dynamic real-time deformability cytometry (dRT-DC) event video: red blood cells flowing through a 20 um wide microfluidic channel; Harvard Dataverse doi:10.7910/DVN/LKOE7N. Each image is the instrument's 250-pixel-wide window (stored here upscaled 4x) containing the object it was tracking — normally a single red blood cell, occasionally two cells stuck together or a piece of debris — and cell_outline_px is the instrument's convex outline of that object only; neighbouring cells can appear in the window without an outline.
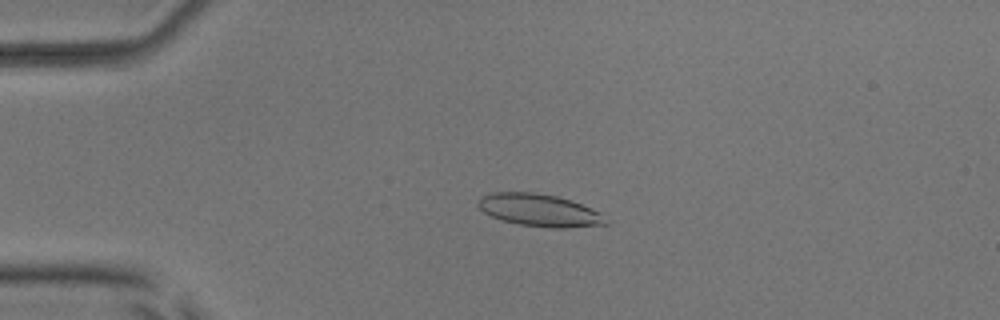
{"species": "common noctule bat (a hibernating species)", "species_latin": "Nyctalus noctula", "temperature_condition": "room temperature", "stored_images_in_passage": 50, "camera_frame_rate_fps": 3000, "um_per_image_px": 0.085, "animal": {"sex": "male", "body_mass_g": 17.9, "forearm_length_mm": 54.2}, "frame": {"image": 1, "passage_image": 9, "time_ms": 2.667, "image_size_px": [1000, 320], "cell_outline_px": [[608, 224], [564, 228], [548, 228], [520, 224], [500, 220], [484, 212], [476, 204], [476, 200], [480, 196], [492, 192], [536, 192], [556, 196], [572, 200], [592, 208], [600, 212]], "centroid_in_image_um": [45.81, 17.86], "position_along_channel_um": 39.2, "area_um2": 24.28}}
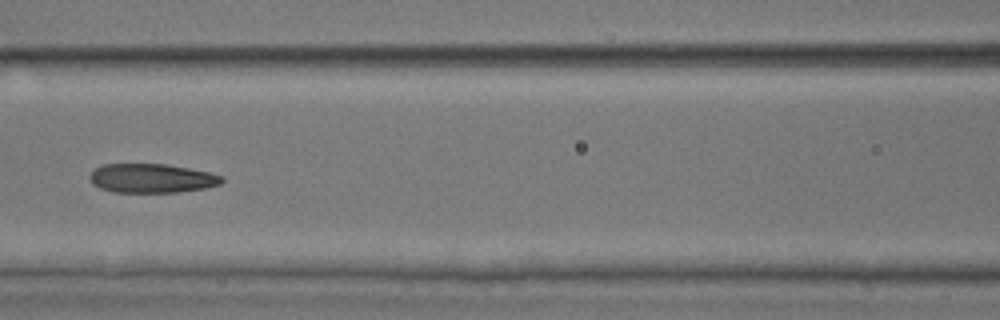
{"frame": {"image": 2, "passage_image": 21, "time_ms": 6.667, "image_size_px": [1000, 320], "cell_outline_px": [[224, 180], [220, 184], [204, 188], [176, 192], [112, 192], [100, 188], [92, 184], [88, 176], [96, 168], [104, 164], [168, 164], [208, 172], [224, 176]], "centroid_in_image_um": [12.88, 15.15], "position_along_channel_um": 153.7, "area_um2": 22.37}}
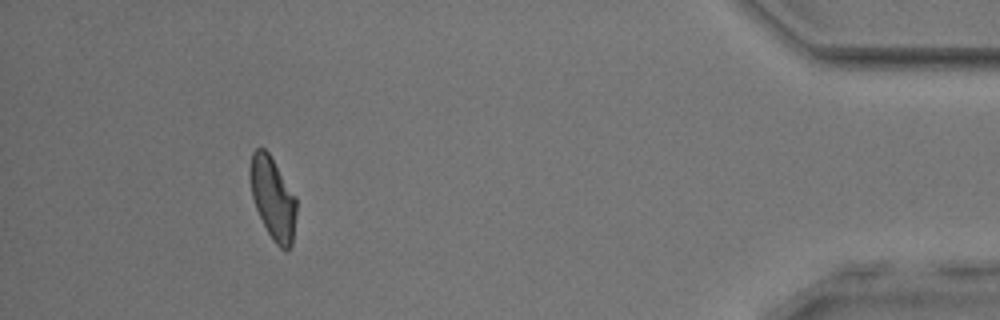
{"frame": {"image": 3, "passage_image": 46, "time_ms": 15.0, "image_size_px": [1000, 320], "cell_outline_px": [[296, 216], [292, 244], [288, 252], [280, 248], [272, 240], [256, 208], [252, 196], [248, 176], [248, 172], [252, 152], [256, 148], [264, 148], [268, 152], [296, 196]], "centroid_in_image_um": [23.18, 16.85], "position_along_channel_um": 412.0, "area_um2": 22.37}, "authors_computed_cell_mechanics": {"area_um2": 23.4957, "velocity_mm_per_s": 3.7922, "shape_relaxation_time_tau1_ms": 6.1433, "shape_relaxation_time_tau2_ms": 2.8658, "deformation_change_tau1": 0.17, "deformation_change_tau2": 0.0942}}